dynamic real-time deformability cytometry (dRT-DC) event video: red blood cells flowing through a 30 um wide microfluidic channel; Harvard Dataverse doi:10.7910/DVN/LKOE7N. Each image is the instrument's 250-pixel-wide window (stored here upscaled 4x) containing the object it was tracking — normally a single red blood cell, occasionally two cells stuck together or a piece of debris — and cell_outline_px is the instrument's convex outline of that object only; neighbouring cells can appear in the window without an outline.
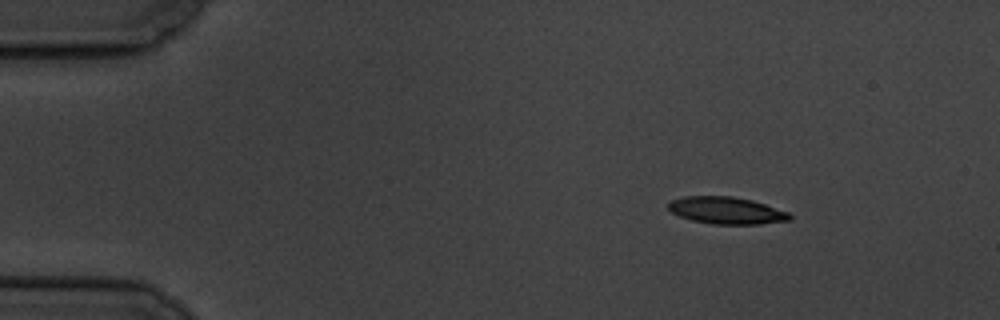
{"species": "common noctule bat (a hibernating species)", "species_latin": "Nyctalus noctula", "temperature_condition": "cold", "stored_images_in_passage": 50, "camera_frame_rate_fps": 3000, "um_per_image_px": 0.085, "animal": {"sex": "male", "body_mass_g": 19.5, "forearm_length_mm": 54.6}, "frame": {"image": 1, "passage_image": 1, "time_ms": 0.0, "image_size_px": [1000, 320], "cell_outline_px": [[792, 220], [760, 224], [712, 224], [692, 220], [680, 216], [672, 212], [668, 208], [668, 204], [672, 200], [684, 196], [732, 196], [752, 200], [788, 212], [792, 216]], "centroid_in_image_um": [61.76, 17.89], "position_along_channel_um": 23.2, "area_um2": 19.07}}
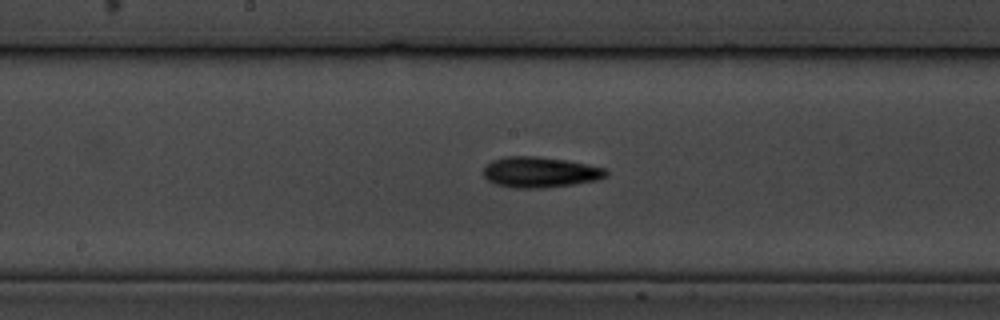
{"frame": {"image": 2, "passage_image": 23, "time_ms": 7.333, "image_size_px": [1000, 320], "cell_outline_px": [[608, 176], [596, 180], [572, 184], [540, 188], [512, 188], [496, 184], [488, 180], [484, 176], [484, 164], [492, 160], [504, 156], [536, 156], [564, 160], [588, 164], [604, 168], [608, 172]], "centroid_in_image_um": [45.87, 14.63], "position_along_channel_um": 202.3, "area_um2": 21.91}}
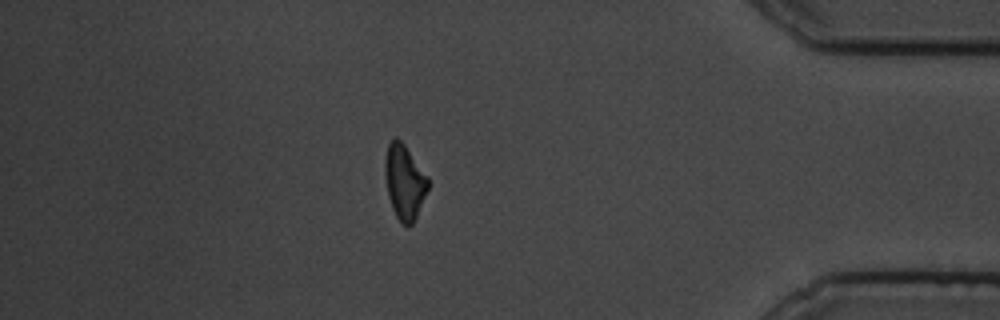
{"frame": {"image": 3, "passage_image": 43, "time_ms": 14.0, "image_size_px": [1000, 320], "cell_outline_px": [[428, 188], [416, 216], [412, 224], [400, 224], [392, 208], [388, 196], [384, 172], [384, 160], [388, 144], [396, 136], [404, 144], [428, 176]], "centroid_in_image_um": [34.36, 15.44], "position_along_channel_um": 400.8, "area_um2": 18.61}, "authors_computed_cell_mechanics": {"area_um2": 19.6231, "velocity_mm_per_s": 3.5093, "shape_relaxation_time_tau1_ms": 2.508, "shape_relaxation_time_tau2_ms": 6.3401, "deformation_change_tau1": 0.1118, "deformation_change_tau2": 0.1546}}